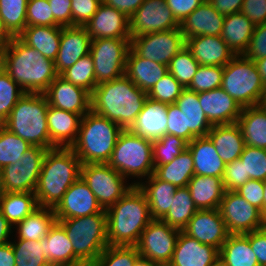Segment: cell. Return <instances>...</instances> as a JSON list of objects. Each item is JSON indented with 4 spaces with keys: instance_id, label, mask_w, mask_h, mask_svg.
Listing matches in <instances>:
<instances>
[{
    "instance_id": "cell-25",
    "label": "cell",
    "mask_w": 266,
    "mask_h": 266,
    "mask_svg": "<svg viewBox=\"0 0 266 266\" xmlns=\"http://www.w3.org/2000/svg\"><path fill=\"white\" fill-rule=\"evenodd\" d=\"M225 16L210 2H203L180 23L185 39L200 35L221 36Z\"/></svg>"
},
{
    "instance_id": "cell-53",
    "label": "cell",
    "mask_w": 266,
    "mask_h": 266,
    "mask_svg": "<svg viewBox=\"0 0 266 266\" xmlns=\"http://www.w3.org/2000/svg\"><path fill=\"white\" fill-rule=\"evenodd\" d=\"M223 72L221 66H199L187 89L200 93L221 88Z\"/></svg>"
},
{
    "instance_id": "cell-77",
    "label": "cell",
    "mask_w": 266,
    "mask_h": 266,
    "mask_svg": "<svg viewBox=\"0 0 266 266\" xmlns=\"http://www.w3.org/2000/svg\"><path fill=\"white\" fill-rule=\"evenodd\" d=\"M204 2H211L212 0H203Z\"/></svg>"
},
{
    "instance_id": "cell-24",
    "label": "cell",
    "mask_w": 266,
    "mask_h": 266,
    "mask_svg": "<svg viewBox=\"0 0 266 266\" xmlns=\"http://www.w3.org/2000/svg\"><path fill=\"white\" fill-rule=\"evenodd\" d=\"M185 46L200 66L224 67L235 56L221 36L191 37L185 39Z\"/></svg>"
},
{
    "instance_id": "cell-29",
    "label": "cell",
    "mask_w": 266,
    "mask_h": 266,
    "mask_svg": "<svg viewBox=\"0 0 266 266\" xmlns=\"http://www.w3.org/2000/svg\"><path fill=\"white\" fill-rule=\"evenodd\" d=\"M43 254L51 266L75 265L82 261L74 254L65 229L56 221L40 240Z\"/></svg>"
},
{
    "instance_id": "cell-6",
    "label": "cell",
    "mask_w": 266,
    "mask_h": 266,
    "mask_svg": "<svg viewBox=\"0 0 266 266\" xmlns=\"http://www.w3.org/2000/svg\"><path fill=\"white\" fill-rule=\"evenodd\" d=\"M48 100L44 93H25L3 121L11 133L26 140L31 146L56 148L50 141L47 123Z\"/></svg>"
},
{
    "instance_id": "cell-68",
    "label": "cell",
    "mask_w": 266,
    "mask_h": 266,
    "mask_svg": "<svg viewBox=\"0 0 266 266\" xmlns=\"http://www.w3.org/2000/svg\"><path fill=\"white\" fill-rule=\"evenodd\" d=\"M13 38L14 37L5 28L3 20L0 16V57L4 50L9 46Z\"/></svg>"
},
{
    "instance_id": "cell-46",
    "label": "cell",
    "mask_w": 266,
    "mask_h": 266,
    "mask_svg": "<svg viewBox=\"0 0 266 266\" xmlns=\"http://www.w3.org/2000/svg\"><path fill=\"white\" fill-rule=\"evenodd\" d=\"M31 145L21 137L0 127V167L11 165L22 158Z\"/></svg>"
},
{
    "instance_id": "cell-12",
    "label": "cell",
    "mask_w": 266,
    "mask_h": 266,
    "mask_svg": "<svg viewBox=\"0 0 266 266\" xmlns=\"http://www.w3.org/2000/svg\"><path fill=\"white\" fill-rule=\"evenodd\" d=\"M218 209L229 234H245L266 226L261 211L236 191H225Z\"/></svg>"
},
{
    "instance_id": "cell-40",
    "label": "cell",
    "mask_w": 266,
    "mask_h": 266,
    "mask_svg": "<svg viewBox=\"0 0 266 266\" xmlns=\"http://www.w3.org/2000/svg\"><path fill=\"white\" fill-rule=\"evenodd\" d=\"M154 174L161 180L175 185L177 188L186 187L194 174L192 154L186 148L172 162L155 167Z\"/></svg>"
},
{
    "instance_id": "cell-71",
    "label": "cell",
    "mask_w": 266,
    "mask_h": 266,
    "mask_svg": "<svg viewBox=\"0 0 266 266\" xmlns=\"http://www.w3.org/2000/svg\"><path fill=\"white\" fill-rule=\"evenodd\" d=\"M6 193L4 178H3V168L0 167V198Z\"/></svg>"
},
{
    "instance_id": "cell-45",
    "label": "cell",
    "mask_w": 266,
    "mask_h": 266,
    "mask_svg": "<svg viewBox=\"0 0 266 266\" xmlns=\"http://www.w3.org/2000/svg\"><path fill=\"white\" fill-rule=\"evenodd\" d=\"M60 76L74 85L80 86L90 93L97 86L94 64L91 54L81 57L73 66L65 70Z\"/></svg>"
},
{
    "instance_id": "cell-21",
    "label": "cell",
    "mask_w": 266,
    "mask_h": 266,
    "mask_svg": "<svg viewBox=\"0 0 266 266\" xmlns=\"http://www.w3.org/2000/svg\"><path fill=\"white\" fill-rule=\"evenodd\" d=\"M91 41L84 26L62 27L59 51L54 61L58 75L90 53Z\"/></svg>"
},
{
    "instance_id": "cell-15",
    "label": "cell",
    "mask_w": 266,
    "mask_h": 266,
    "mask_svg": "<svg viewBox=\"0 0 266 266\" xmlns=\"http://www.w3.org/2000/svg\"><path fill=\"white\" fill-rule=\"evenodd\" d=\"M180 231L161 219H153L136 245L140 256L154 263H170Z\"/></svg>"
},
{
    "instance_id": "cell-73",
    "label": "cell",
    "mask_w": 266,
    "mask_h": 266,
    "mask_svg": "<svg viewBox=\"0 0 266 266\" xmlns=\"http://www.w3.org/2000/svg\"><path fill=\"white\" fill-rule=\"evenodd\" d=\"M63 266H91V264L81 262V263H78V264H75V265H63Z\"/></svg>"
},
{
    "instance_id": "cell-5",
    "label": "cell",
    "mask_w": 266,
    "mask_h": 266,
    "mask_svg": "<svg viewBox=\"0 0 266 266\" xmlns=\"http://www.w3.org/2000/svg\"><path fill=\"white\" fill-rule=\"evenodd\" d=\"M122 131L116 122L90 110L82 117L77 139L70 148L81 164L108 163Z\"/></svg>"
},
{
    "instance_id": "cell-65",
    "label": "cell",
    "mask_w": 266,
    "mask_h": 266,
    "mask_svg": "<svg viewBox=\"0 0 266 266\" xmlns=\"http://www.w3.org/2000/svg\"><path fill=\"white\" fill-rule=\"evenodd\" d=\"M244 0H212L210 3L222 15H231L241 11Z\"/></svg>"
},
{
    "instance_id": "cell-37",
    "label": "cell",
    "mask_w": 266,
    "mask_h": 266,
    "mask_svg": "<svg viewBox=\"0 0 266 266\" xmlns=\"http://www.w3.org/2000/svg\"><path fill=\"white\" fill-rule=\"evenodd\" d=\"M255 25L241 12L226 15L221 38L235 55H242L248 47Z\"/></svg>"
},
{
    "instance_id": "cell-28",
    "label": "cell",
    "mask_w": 266,
    "mask_h": 266,
    "mask_svg": "<svg viewBox=\"0 0 266 266\" xmlns=\"http://www.w3.org/2000/svg\"><path fill=\"white\" fill-rule=\"evenodd\" d=\"M167 106L148 98L129 130L152 141L167 134Z\"/></svg>"
},
{
    "instance_id": "cell-41",
    "label": "cell",
    "mask_w": 266,
    "mask_h": 266,
    "mask_svg": "<svg viewBox=\"0 0 266 266\" xmlns=\"http://www.w3.org/2000/svg\"><path fill=\"white\" fill-rule=\"evenodd\" d=\"M37 208H39L37 198L32 192H6L0 198V210L13 227Z\"/></svg>"
},
{
    "instance_id": "cell-20",
    "label": "cell",
    "mask_w": 266,
    "mask_h": 266,
    "mask_svg": "<svg viewBox=\"0 0 266 266\" xmlns=\"http://www.w3.org/2000/svg\"><path fill=\"white\" fill-rule=\"evenodd\" d=\"M84 27L91 39H131L129 17L103 2Z\"/></svg>"
},
{
    "instance_id": "cell-32",
    "label": "cell",
    "mask_w": 266,
    "mask_h": 266,
    "mask_svg": "<svg viewBox=\"0 0 266 266\" xmlns=\"http://www.w3.org/2000/svg\"><path fill=\"white\" fill-rule=\"evenodd\" d=\"M147 180H136L133 185L145 194L152 219H162L170 209L177 187L159 179L154 173Z\"/></svg>"
},
{
    "instance_id": "cell-48",
    "label": "cell",
    "mask_w": 266,
    "mask_h": 266,
    "mask_svg": "<svg viewBox=\"0 0 266 266\" xmlns=\"http://www.w3.org/2000/svg\"><path fill=\"white\" fill-rule=\"evenodd\" d=\"M139 257L136 246L108 245L91 266H134Z\"/></svg>"
},
{
    "instance_id": "cell-8",
    "label": "cell",
    "mask_w": 266,
    "mask_h": 266,
    "mask_svg": "<svg viewBox=\"0 0 266 266\" xmlns=\"http://www.w3.org/2000/svg\"><path fill=\"white\" fill-rule=\"evenodd\" d=\"M221 88L242 108L261 105L266 97L255 62L243 55H235L224 66Z\"/></svg>"
},
{
    "instance_id": "cell-54",
    "label": "cell",
    "mask_w": 266,
    "mask_h": 266,
    "mask_svg": "<svg viewBox=\"0 0 266 266\" xmlns=\"http://www.w3.org/2000/svg\"><path fill=\"white\" fill-rule=\"evenodd\" d=\"M26 26H54L48 0H28Z\"/></svg>"
},
{
    "instance_id": "cell-16",
    "label": "cell",
    "mask_w": 266,
    "mask_h": 266,
    "mask_svg": "<svg viewBox=\"0 0 266 266\" xmlns=\"http://www.w3.org/2000/svg\"><path fill=\"white\" fill-rule=\"evenodd\" d=\"M129 20L131 36L180 28L165 0H145Z\"/></svg>"
},
{
    "instance_id": "cell-1",
    "label": "cell",
    "mask_w": 266,
    "mask_h": 266,
    "mask_svg": "<svg viewBox=\"0 0 266 266\" xmlns=\"http://www.w3.org/2000/svg\"><path fill=\"white\" fill-rule=\"evenodd\" d=\"M1 68L27 93H44L58 76L54 61L14 37L0 57Z\"/></svg>"
},
{
    "instance_id": "cell-7",
    "label": "cell",
    "mask_w": 266,
    "mask_h": 266,
    "mask_svg": "<svg viewBox=\"0 0 266 266\" xmlns=\"http://www.w3.org/2000/svg\"><path fill=\"white\" fill-rule=\"evenodd\" d=\"M56 221L71 240L74 254L84 263L92 264L109 245L106 212Z\"/></svg>"
},
{
    "instance_id": "cell-52",
    "label": "cell",
    "mask_w": 266,
    "mask_h": 266,
    "mask_svg": "<svg viewBox=\"0 0 266 266\" xmlns=\"http://www.w3.org/2000/svg\"><path fill=\"white\" fill-rule=\"evenodd\" d=\"M239 159L244 164L245 178L266 180V149L246 145Z\"/></svg>"
},
{
    "instance_id": "cell-27",
    "label": "cell",
    "mask_w": 266,
    "mask_h": 266,
    "mask_svg": "<svg viewBox=\"0 0 266 266\" xmlns=\"http://www.w3.org/2000/svg\"><path fill=\"white\" fill-rule=\"evenodd\" d=\"M175 104L184 113L185 141L189 143L195 137L207 136L212 125L201 108L198 93L185 88Z\"/></svg>"
},
{
    "instance_id": "cell-56",
    "label": "cell",
    "mask_w": 266,
    "mask_h": 266,
    "mask_svg": "<svg viewBox=\"0 0 266 266\" xmlns=\"http://www.w3.org/2000/svg\"><path fill=\"white\" fill-rule=\"evenodd\" d=\"M242 55L253 61L266 57V23L255 25L248 47Z\"/></svg>"
},
{
    "instance_id": "cell-47",
    "label": "cell",
    "mask_w": 266,
    "mask_h": 266,
    "mask_svg": "<svg viewBox=\"0 0 266 266\" xmlns=\"http://www.w3.org/2000/svg\"><path fill=\"white\" fill-rule=\"evenodd\" d=\"M188 146V143L175 135L164 134L153 140V165H164L172 162Z\"/></svg>"
},
{
    "instance_id": "cell-36",
    "label": "cell",
    "mask_w": 266,
    "mask_h": 266,
    "mask_svg": "<svg viewBox=\"0 0 266 266\" xmlns=\"http://www.w3.org/2000/svg\"><path fill=\"white\" fill-rule=\"evenodd\" d=\"M236 123L245 145L266 149V109L262 105L243 108Z\"/></svg>"
},
{
    "instance_id": "cell-49",
    "label": "cell",
    "mask_w": 266,
    "mask_h": 266,
    "mask_svg": "<svg viewBox=\"0 0 266 266\" xmlns=\"http://www.w3.org/2000/svg\"><path fill=\"white\" fill-rule=\"evenodd\" d=\"M199 66V63L185 46L171 59L170 64L168 65V71L182 86L187 88Z\"/></svg>"
},
{
    "instance_id": "cell-22",
    "label": "cell",
    "mask_w": 266,
    "mask_h": 266,
    "mask_svg": "<svg viewBox=\"0 0 266 266\" xmlns=\"http://www.w3.org/2000/svg\"><path fill=\"white\" fill-rule=\"evenodd\" d=\"M171 266H218L219 250L211 245L202 244L180 231Z\"/></svg>"
},
{
    "instance_id": "cell-19",
    "label": "cell",
    "mask_w": 266,
    "mask_h": 266,
    "mask_svg": "<svg viewBox=\"0 0 266 266\" xmlns=\"http://www.w3.org/2000/svg\"><path fill=\"white\" fill-rule=\"evenodd\" d=\"M182 231L200 243L218 250L229 235L219 209L197 210Z\"/></svg>"
},
{
    "instance_id": "cell-18",
    "label": "cell",
    "mask_w": 266,
    "mask_h": 266,
    "mask_svg": "<svg viewBox=\"0 0 266 266\" xmlns=\"http://www.w3.org/2000/svg\"><path fill=\"white\" fill-rule=\"evenodd\" d=\"M49 106L80 114L91 110V93L58 75L44 92Z\"/></svg>"
},
{
    "instance_id": "cell-2",
    "label": "cell",
    "mask_w": 266,
    "mask_h": 266,
    "mask_svg": "<svg viewBox=\"0 0 266 266\" xmlns=\"http://www.w3.org/2000/svg\"><path fill=\"white\" fill-rule=\"evenodd\" d=\"M148 99L125 74L101 83L91 93V110L129 130Z\"/></svg>"
},
{
    "instance_id": "cell-30",
    "label": "cell",
    "mask_w": 266,
    "mask_h": 266,
    "mask_svg": "<svg viewBox=\"0 0 266 266\" xmlns=\"http://www.w3.org/2000/svg\"><path fill=\"white\" fill-rule=\"evenodd\" d=\"M187 148L193 157L195 175L223 177L226 164L208 136L195 137Z\"/></svg>"
},
{
    "instance_id": "cell-72",
    "label": "cell",
    "mask_w": 266,
    "mask_h": 266,
    "mask_svg": "<svg viewBox=\"0 0 266 266\" xmlns=\"http://www.w3.org/2000/svg\"><path fill=\"white\" fill-rule=\"evenodd\" d=\"M264 194H263V216L266 218V180L263 181Z\"/></svg>"
},
{
    "instance_id": "cell-17",
    "label": "cell",
    "mask_w": 266,
    "mask_h": 266,
    "mask_svg": "<svg viewBox=\"0 0 266 266\" xmlns=\"http://www.w3.org/2000/svg\"><path fill=\"white\" fill-rule=\"evenodd\" d=\"M53 210L56 220L106 212L81 177L67 189L62 200Z\"/></svg>"
},
{
    "instance_id": "cell-62",
    "label": "cell",
    "mask_w": 266,
    "mask_h": 266,
    "mask_svg": "<svg viewBox=\"0 0 266 266\" xmlns=\"http://www.w3.org/2000/svg\"><path fill=\"white\" fill-rule=\"evenodd\" d=\"M250 242L252 251L254 252L259 266H266V226L259 230H255L244 234Z\"/></svg>"
},
{
    "instance_id": "cell-59",
    "label": "cell",
    "mask_w": 266,
    "mask_h": 266,
    "mask_svg": "<svg viewBox=\"0 0 266 266\" xmlns=\"http://www.w3.org/2000/svg\"><path fill=\"white\" fill-rule=\"evenodd\" d=\"M53 13L54 26H72L71 0H48Z\"/></svg>"
},
{
    "instance_id": "cell-31",
    "label": "cell",
    "mask_w": 266,
    "mask_h": 266,
    "mask_svg": "<svg viewBox=\"0 0 266 266\" xmlns=\"http://www.w3.org/2000/svg\"><path fill=\"white\" fill-rule=\"evenodd\" d=\"M207 136L225 164L239 159L246 146L237 123L213 125Z\"/></svg>"
},
{
    "instance_id": "cell-69",
    "label": "cell",
    "mask_w": 266,
    "mask_h": 266,
    "mask_svg": "<svg viewBox=\"0 0 266 266\" xmlns=\"http://www.w3.org/2000/svg\"><path fill=\"white\" fill-rule=\"evenodd\" d=\"M264 85L266 86V57L254 61Z\"/></svg>"
},
{
    "instance_id": "cell-10",
    "label": "cell",
    "mask_w": 266,
    "mask_h": 266,
    "mask_svg": "<svg viewBox=\"0 0 266 266\" xmlns=\"http://www.w3.org/2000/svg\"><path fill=\"white\" fill-rule=\"evenodd\" d=\"M80 177L104 210L114 205L134 186L133 182L127 183V179L107 163L81 164Z\"/></svg>"
},
{
    "instance_id": "cell-9",
    "label": "cell",
    "mask_w": 266,
    "mask_h": 266,
    "mask_svg": "<svg viewBox=\"0 0 266 266\" xmlns=\"http://www.w3.org/2000/svg\"><path fill=\"white\" fill-rule=\"evenodd\" d=\"M107 164L124 178L133 176L140 180H146L155 170L153 165V141L135 135L130 130H123L118 136Z\"/></svg>"
},
{
    "instance_id": "cell-3",
    "label": "cell",
    "mask_w": 266,
    "mask_h": 266,
    "mask_svg": "<svg viewBox=\"0 0 266 266\" xmlns=\"http://www.w3.org/2000/svg\"><path fill=\"white\" fill-rule=\"evenodd\" d=\"M105 211L110 246H136L142 231L153 220L146 196L138 186Z\"/></svg>"
},
{
    "instance_id": "cell-70",
    "label": "cell",
    "mask_w": 266,
    "mask_h": 266,
    "mask_svg": "<svg viewBox=\"0 0 266 266\" xmlns=\"http://www.w3.org/2000/svg\"><path fill=\"white\" fill-rule=\"evenodd\" d=\"M134 266H153V262L150 261L149 259L143 258V257H139Z\"/></svg>"
},
{
    "instance_id": "cell-50",
    "label": "cell",
    "mask_w": 266,
    "mask_h": 266,
    "mask_svg": "<svg viewBox=\"0 0 266 266\" xmlns=\"http://www.w3.org/2000/svg\"><path fill=\"white\" fill-rule=\"evenodd\" d=\"M184 89L185 87L168 71L150 88L147 92V97L156 102L175 104Z\"/></svg>"
},
{
    "instance_id": "cell-38",
    "label": "cell",
    "mask_w": 266,
    "mask_h": 266,
    "mask_svg": "<svg viewBox=\"0 0 266 266\" xmlns=\"http://www.w3.org/2000/svg\"><path fill=\"white\" fill-rule=\"evenodd\" d=\"M219 265L259 266V263L244 234H229L219 250Z\"/></svg>"
},
{
    "instance_id": "cell-63",
    "label": "cell",
    "mask_w": 266,
    "mask_h": 266,
    "mask_svg": "<svg viewBox=\"0 0 266 266\" xmlns=\"http://www.w3.org/2000/svg\"><path fill=\"white\" fill-rule=\"evenodd\" d=\"M167 6L172 11L176 20L181 23L196 8H198L203 0H165Z\"/></svg>"
},
{
    "instance_id": "cell-23",
    "label": "cell",
    "mask_w": 266,
    "mask_h": 266,
    "mask_svg": "<svg viewBox=\"0 0 266 266\" xmlns=\"http://www.w3.org/2000/svg\"><path fill=\"white\" fill-rule=\"evenodd\" d=\"M206 118L213 125L236 123L242 107L222 88L198 93Z\"/></svg>"
},
{
    "instance_id": "cell-35",
    "label": "cell",
    "mask_w": 266,
    "mask_h": 266,
    "mask_svg": "<svg viewBox=\"0 0 266 266\" xmlns=\"http://www.w3.org/2000/svg\"><path fill=\"white\" fill-rule=\"evenodd\" d=\"M61 31L62 26H26L18 37L47 59L55 61L59 51Z\"/></svg>"
},
{
    "instance_id": "cell-74",
    "label": "cell",
    "mask_w": 266,
    "mask_h": 266,
    "mask_svg": "<svg viewBox=\"0 0 266 266\" xmlns=\"http://www.w3.org/2000/svg\"><path fill=\"white\" fill-rule=\"evenodd\" d=\"M153 266H171L170 263H154L153 262Z\"/></svg>"
},
{
    "instance_id": "cell-33",
    "label": "cell",
    "mask_w": 266,
    "mask_h": 266,
    "mask_svg": "<svg viewBox=\"0 0 266 266\" xmlns=\"http://www.w3.org/2000/svg\"><path fill=\"white\" fill-rule=\"evenodd\" d=\"M167 72L168 66L139 57L130 48L127 55L125 75L141 90L148 92Z\"/></svg>"
},
{
    "instance_id": "cell-44",
    "label": "cell",
    "mask_w": 266,
    "mask_h": 266,
    "mask_svg": "<svg viewBox=\"0 0 266 266\" xmlns=\"http://www.w3.org/2000/svg\"><path fill=\"white\" fill-rule=\"evenodd\" d=\"M15 266H51L43 254V246L40 240L18 239L11 241Z\"/></svg>"
},
{
    "instance_id": "cell-14",
    "label": "cell",
    "mask_w": 266,
    "mask_h": 266,
    "mask_svg": "<svg viewBox=\"0 0 266 266\" xmlns=\"http://www.w3.org/2000/svg\"><path fill=\"white\" fill-rule=\"evenodd\" d=\"M47 151L44 147L31 146L19 161L3 167L5 191L34 193Z\"/></svg>"
},
{
    "instance_id": "cell-60",
    "label": "cell",
    "mask_w": 266,
    "mask_h": 266,
    "mask_svg": "<svg viewBox=\"0 0 266 266\" xmlns=\"http://www.w3.org/2000/svg\"><path fill=\"white\" fill-rule=\"evenodd\" d=\"M240 12L254 25L266 23V0H244Z\"/></svg>"
},
{
    "instance_id": "cell-58",
    "label": "cell",
    "mask_w": 266,
    "mask_h": 266,
    "mask_svg": "<svg viewBox=\"0 0 266 266\" xmlns=\"http://www.w3.org/2000/svg\"><path fill=\"white\" fill-rule=\"evenodd\" d=\"M263 181L249 179L244 185L240 186L236 192L245 198L250 204L258 208L263 215Z\"/></svg>"
},
{
    "instance_id": "cell-57",
    "label": "cell",
    "mask_w": 266,
    "mask_h": 266,
    "mask_svg": "<svg viewBox=\"0 0 266 266\" xmlns=\"http://www.w3.org/2000/svg\"><path fill=\"white\" fill-rule=\"evenodd\" d=\"M222 180L226 191H235L249 180L245 178L244 164L240 159L226 164Z\"/></svg>"
},
{
    "instance_id": "cell-76",
    "label": "cell",
    "mask_w": 266,
    "mask_h": 266,
    "mask_svg": "<svg viewBox=\"0 0 266 266\" xmlns=\"http://www.w3.org/2000/svg\"><path fill=\"white\" fill-rule=\"evenodd\" d=\"M3 126V121L0 119V127Z\"/></svg>"
},
{
    "instance_id": "cell-55",
    "label": "cell",
    "mask_w": 266,
    "mask_h": 266,
    "mask_svg": "<svg viewBox=\"0 0 266 266\" xmlns=\"http://www.w3.org/2000/svg\"><path fill=\"white\" fill-rule=\"evenodd\" d=\"M72 26H85L102 0H71Z\"/></svg>"
},
{
    "instance_id": "cell-43",
    "label": "cell",
    "mask_w": 266,
    "mask_h": 266,
    "mask_svg": "<svg viewBox=\"0 0 266 266\" xmlns=\"http://www.w3.org/2000/svg\"><path fill=\"white\" fill-rule=\"evenodd\" d=\"M27 4L28 0H0V16L13 37H18L26 27Z\"/></svg>"
},
{
    "instance_id": "cell-51",
    "label": "cell",
    "mask_w": 266,
    "mask_h": 266,
    "mask_svg": "<svg viewBox=\"0 0 266 266\" xmlns=\"http://www.w3.org/2000/svg\"><path fill=\"white\" fill-rule=\"evenodd\" d=\"M26 92L0 67V119L4 121Z\"/></svg>"
},
{
    "instance_id": "cell-67",
    "label": "cell",
    "mask_w": 266,
    "mask_h": 266,
    "mask_svg": "<svg viewBox=\"0 0 266 266\" xmlns=\"http://www.w3.org/2000/svg\"><path fill=\"white\" fill-rule=\"evenodd\" d=\"M12 229H13V226L3 216L0 210V244L10 242L9 237L14 232Z\"/></svg>"
},
{
    "instance_id": "cell-11",
    "label": "cell",
    "mask_w": 266,
    "mask_h": 266,
    "mask_svg": "<svg viewBox=\"0 0 266 266\" xmlns=\"http://www.w3.org/2000/svg\"><path fill=\"white\" fill-rule=\"evenodd\" d=\"M130 39L97 38L92 39V56L96 84L112 81L125 74Z\"/></svg>"
},
{
    "instance_id": "cell-13",
    "label": "cell",
    "mask_w": 266,
    "mask_h": 266,
    "mask_svg": "<svg viewBox=\"0 0 266 266\" xmlns=\"http://www.w3.org/2000/svg\"><path fill=\"white\" fill-rule=\"evenodd\" d=\"M185 47V38L180 28L162 32L131 36L130 48L142 58L166 66Z\"/></svg>"
},
{
    "instance_id": "cell-66",
    "label": "cell",
    "mask_w": 266,
    "mask_h": 266,
    "mask_svg": "<svg viewBox=\"0 0 266 266\" xmlns=\"http://www.w3.org/2000/svg\"><path fill=\"white\" fill-rule=\"evenodd\" d=\"M0 266H15V256L11 241L0 244Z\"/></svg>"
},
{
    "instance_id": "cell-4",
    "label": "cell",
    "mask_w": 266,
    "mask_h": 266,
    "mask_svg": "<svg viewBox=\"0 0 266 266\" xmlns=\"http://www.w3.org/2000/svg\"><path fill=\"white\" fill-rule=\"evenodd\" d=\"M81 162L71 148L49 149L35 190L39 207L54 209L67 189L80 178Z\"/></svg>"
},
{
    "instance_id": "cell-34",
    "label": "cell",
    "mask_w": 266,
    "mask_h": 266,
    "mask_svg": "<svg viewBox=\"0 0 266 266\" xmlns=\"http://www.w3.org/2000/svg\"><path fill=\"white\" fill-rule=\"evenodd\" d=\"M187 188L198 210L218 209L226 191L222 178L202 175H194Z\"/></svg>"
},
{
    "instance_id": "cell-64",
    "label": "cell",
    "mask_w": 266,
    "mask_h": 266,
    "mask_svg": "<svg viewBox=\"0 0 266 266\" xmlns=\"http://www.w3.org/2000/svg\"><path fill=\"white\" fill-rule=\"evenodd\" d=\"M144 1L145 0H102L103 3L119 10L129 18Z\"/></svg>"
},
{
    "instance_id": "cell-26",
    "label": "cell",
    "mask_w": 266,
    "mask_h": 266,
    "mask_svg": "<svg viewBox=\"0 0 266 266\" xmlns=\"http://www.w3.org/2000/svg\"><path fill=\"white\" fill-rule=\"evenodd\" d=\"M81 119L80 114L49 106L47 123L51 143L55 147L70 148L77 139Z\"/></svg>"
},
{
    "instance_id": "cell-75",
    "label": "cell",
    "mask_w": 266,
    "mask_h": 266,
    "mask_svg": "<svg viewBox=\"0 0 266 266\" xmlns=\"http://www.w3.org/2000/svg\"><path fill=\"white\" fill-rule=\"evenodd\" d=\"M264 108H266V97H265V100L264 102L261 104Z\"/></svg>"
},
{
    "instance_id": "cell-42",
    "label": "cell",
    "mask_w": 266,
    "mask_h": 266,
    "mask_svg": "<svg viewBox=\"0 0 266 266\" xmlns=\"http://www.w3.org/2000/svg\"><path fill=\"white\" fill-rule=\"evenodd\" d=\"M197 210L187 186L180 187L176 189L170 209L161 220L182 231Z\"/></svg>"
},
{
    "instance_id": "cell-39",
    "label": "cell",
    "mask_w": 266,
    "mask_h": 266,
    "mask_svg": "<svg viewBox=\"0 0 266 266\" xmlns=\"http://www.w3.org/2000/svg\"><path fill=\"white\" fill-rule=\"evenodd\" d=\"M55 222L56 216L52 208L39 207L13 229H16L18 239L38 241L48 234Z\"/></svg>"
},
{
    "instance_id": "cell-61",
    "label": "cell",
    "mask_w": 266,
    "mask_h": 266,
    "mask_svg": "<svg viewBox=\"0 0 266 266\" xmlns=\"http://www.w3.org/2000/svg\"><path fill=\"white\" fill-rule=\"evenodd\" d=\"M167 134L175 135L185 140V120L184 113L176 104L167 106Z\"/></svg>"
}]
</instances>
